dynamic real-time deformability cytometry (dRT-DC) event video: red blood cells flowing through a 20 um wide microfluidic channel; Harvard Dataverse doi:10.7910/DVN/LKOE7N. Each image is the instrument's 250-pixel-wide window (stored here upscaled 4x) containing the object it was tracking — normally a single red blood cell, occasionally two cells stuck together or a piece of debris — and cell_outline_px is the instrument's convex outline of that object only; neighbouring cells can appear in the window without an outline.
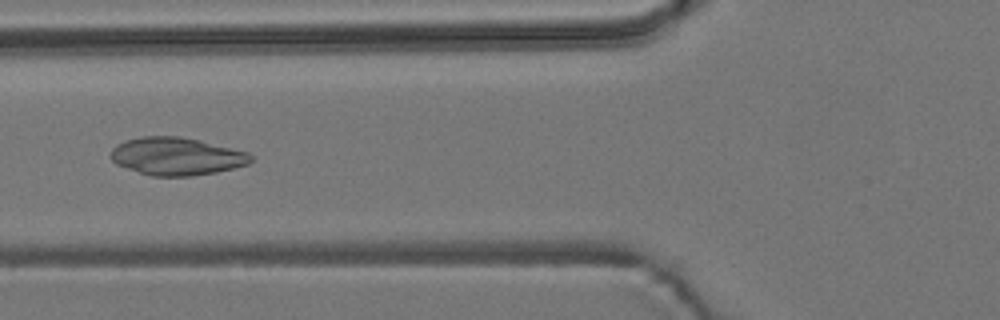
{"species": "common noctule bat (a hibernating species)", "species_latin": "Nyctalus noctula", "temperature_condition": "room temperature", "stored_images_in_passage": 8, "camera_frame_rate_fps": 3000, "um_per_image_px": 0.085, "animal": {"sex": "male", "body_mass_g": 19.2, "forearm_length_mm": 51.8}, "frame": {"image": 1, "passage_image": 5, "time_ms": 6.0, "image_size_px": [1000, 320], "cell_outline_px": [[252, 160], [248, 164], [216, 172], [192, 176], [152, 176], [116, 164], [112, 160], [112, 148], [116, 144], [124, 140], [144, 136], [180, 136], [200, 140], [248, 152], [252, 156]], "centroid_in_image_um": [15.01, 13.28], "position_along_channel_um": 110.8, "area_um2": 30.69}}
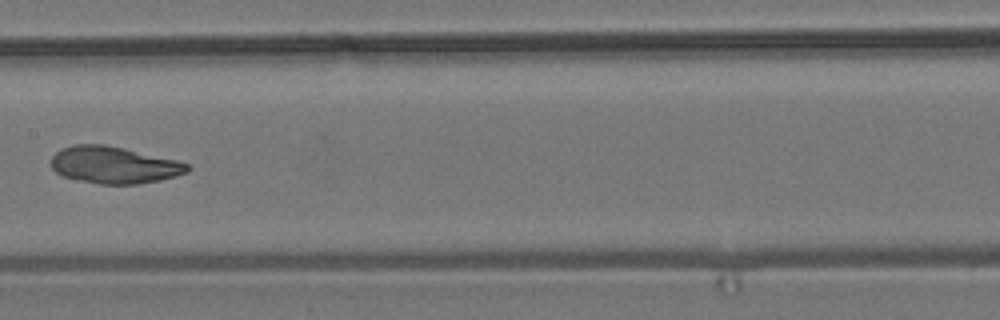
{"frame": {"image": 2, "passage_image": 7, "time_ms": 8.333, "image_size_px": [1000, 320], "cell_outline_px": [[192, 168], [188, 172], [176, 176], [160, 180], [136, 184], [100, 184], [76, 180], [60, 176], [52, 168], [52, 156], [60, 148], [76, 144], [104, 144], [124, 148], [176, 160], [188, 164]], "centroid_in_image_um": [9.67, 14.03], "position_along_channel_um": 197.7, "area_um2": 29.48}}
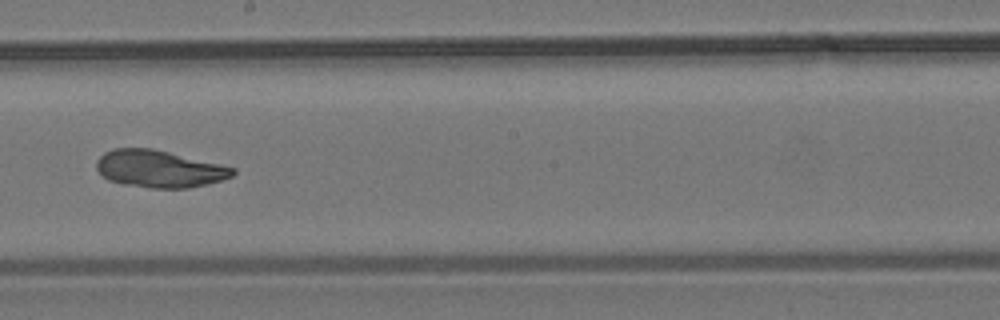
{"frame": {"image": 3, "passage_image": 8, "time_ms": 9.333, "image_size_px": [1000, 320], "cell_outline_px": [[236, 172], [232, 176], [208, 184], [188, 188], [152, 188], [124, 184], [108, 180], [96, 168], [96, 160], [104, 152], [112, 148], [152, 148], [220, 164], [236, 168]], "centroid_in_image_um": [13.52, 14.35], "position_along_channel_um": 234.7, "area_um2": 29.48}}